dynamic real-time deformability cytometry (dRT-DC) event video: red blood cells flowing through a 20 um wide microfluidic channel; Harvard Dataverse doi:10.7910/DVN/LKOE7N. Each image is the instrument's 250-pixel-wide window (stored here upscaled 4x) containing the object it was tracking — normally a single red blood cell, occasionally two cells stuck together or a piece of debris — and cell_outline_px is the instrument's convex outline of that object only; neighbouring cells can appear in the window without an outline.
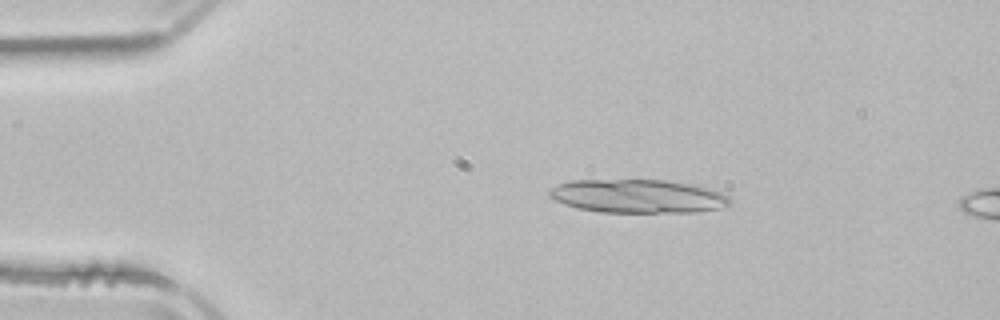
{"species": "common noctule bat (a hibernating species)", "species_latin": "Nyctalus noctula", "temperature_condition": "room temperature", "stored_images_in_passage": 5, "camera_frame_rate_fps": 3000, "um_per_image_px": 0.085, "animal": {"sex": "male", "body_mass_g": 21.5, "forearm_length_mm": 52.0}, "frame": {"image": 1, "passage_image": 3, "time_ms": 2.667, "image_size_px": [1000, 320], "cell_outline_px": [[728, 204], [716, 208], [696, 212], [600, 212], [576, 208], [564, 204], [548, 196], [548, 188], [556, 184], [572, 180], [664, 180], [712, 188], [724, 192], [728, 196]], "centroid_in_image_um": [54.15, 16.67], "position_along_channel_um": 30.9, "area_um2": 35.32}}